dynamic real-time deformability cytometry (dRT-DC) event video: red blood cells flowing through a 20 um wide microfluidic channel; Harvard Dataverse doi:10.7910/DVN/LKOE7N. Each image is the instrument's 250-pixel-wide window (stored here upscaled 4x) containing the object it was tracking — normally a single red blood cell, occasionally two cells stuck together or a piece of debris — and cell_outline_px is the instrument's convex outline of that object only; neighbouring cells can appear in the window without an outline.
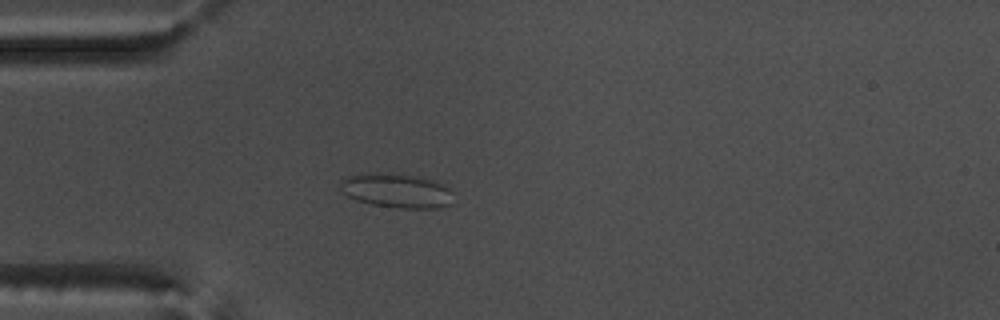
{"species": "common noctule bat (a hibernating species)", "species_latin": "Nyctalus noctula", "temperature_condition": "warm", "stored_images_in_passage": 55, "camera_frame_rate_fps": 3000, "um_per_image_px": 0.085, "animal": {"sex": "male", "body_mass_g": 17.5, "forearm_length_mm": 52.3}, "frame": {"image": 1, "passage_image": 16, "time_ms": 5.0, "image_size_px": [1000, 320], "cell_outline_px": [[452, 204], [440, 208], [400, 208], [372, 204], [356, 200], [348, 196], [340, 188], [340, 180], [348, 176], [360, 172], [400, 172], [420, 176], [436, 180], [444, 184], [452, 192]], "centroid_in_image_um": [33.72, 16.16], "position_along_channel_um": 51.3, "area_um2": 23.35}}
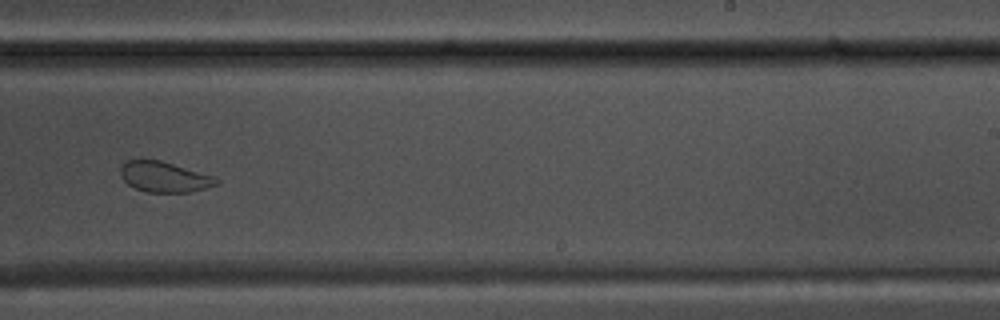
{"frame": {"image": 2, "passage_image": 35, "time_ms": 11.333, "image_size_px": [1000, 320], "cell_outline_px": [[220, 184], [188, 192], [144, 192], [128, 184], [120, 176], [120, 164], [128, 160], [160, 160], [212, 176], [220, 180]], "centroid_in_image_um": [13.93, 15.04], "position_along_channel_um": 275.1, "area_um2": 16.88}}
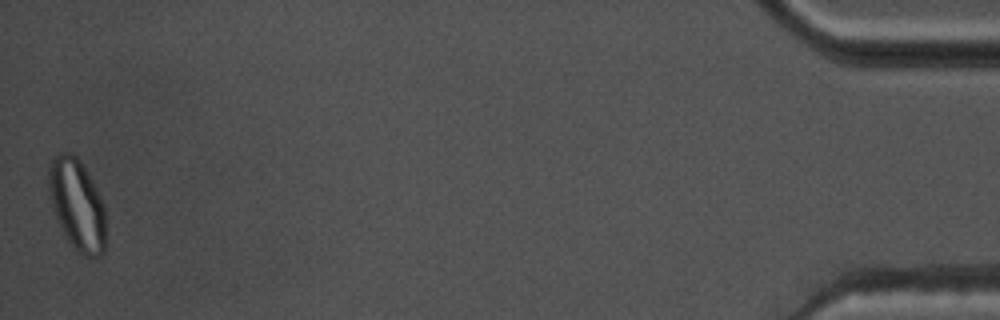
{"frame": {"image": 3, "passage_image": 55, "time_ms": 18.0, "image_size_px": [1000, 320], "cell_outline_px": [[104, 252], [100, 256], [84, 256], [76, 252], [64, 236], [48, 196], [48, 164], [56, 152], [72, 152], [80, 160], [104, 208]], "centroid_in_image_um": [6.48, 17.38], "position_along_channel_um": 428.7, "area_um2": 30.11}}